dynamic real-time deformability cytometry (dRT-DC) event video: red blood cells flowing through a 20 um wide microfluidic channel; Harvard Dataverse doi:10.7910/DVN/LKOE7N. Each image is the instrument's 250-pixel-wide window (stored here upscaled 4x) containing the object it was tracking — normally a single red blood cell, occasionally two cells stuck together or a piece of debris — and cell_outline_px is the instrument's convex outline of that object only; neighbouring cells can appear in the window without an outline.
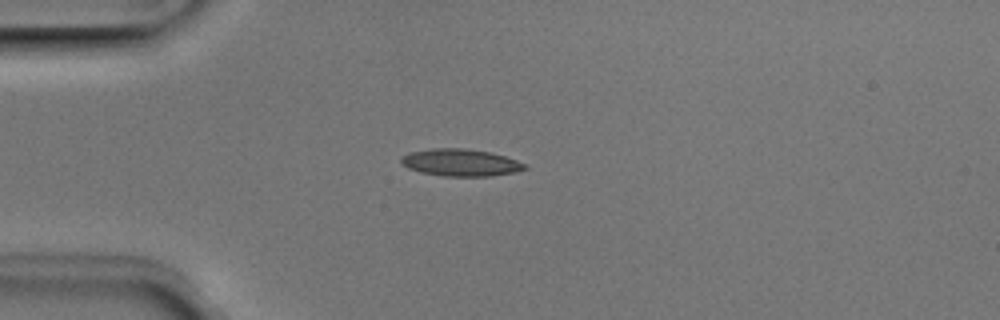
{"species": "Egyptian fruit bat (a non-hibernating species)", "species_latin": "Rousettus aegyptiacus", "temperature_condition": "room temperature", "stored_images_in_passage": 1, "camera_frame_rate_fps": 3000, "um_per_image_px": 0.085, "animal": {"sex": "male"}, "frame": {"image": 1, "passage_image": 1, "time_ms": 0.0, "image_size_px": [1000, 320], "cell_outline_px": [[528, 168], [512, 172], [492, 176], [444, 176], [420, 172], [408, 168], [400, 164], [400, 156], [408, 152], [432, 148], [464, 148], [488, 152], [504, 156], [516, 160], [524, 164]], "centroid_in_image_um": [39.06, 13.81], "position_along_channel_um": 45.9, "area_um2": 19.54}}